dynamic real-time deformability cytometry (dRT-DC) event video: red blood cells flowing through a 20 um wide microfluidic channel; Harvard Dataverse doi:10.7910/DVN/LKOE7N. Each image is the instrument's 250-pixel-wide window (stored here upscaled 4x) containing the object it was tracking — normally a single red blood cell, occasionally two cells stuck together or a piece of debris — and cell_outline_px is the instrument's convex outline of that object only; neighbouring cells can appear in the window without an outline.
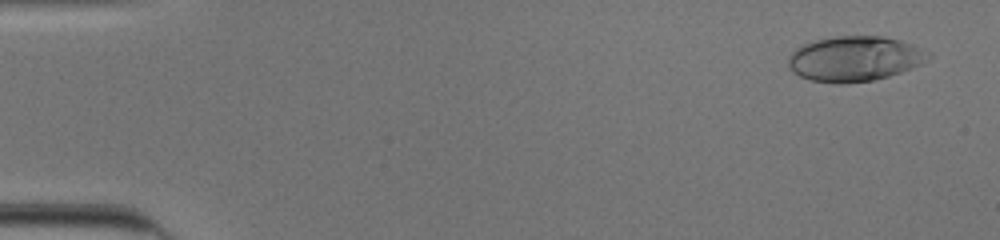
{"species": "human", "species_latin": "Homo sapiens", "temperature_condition": "cold", "stored_images_in_passage": 44, "camera_frame_rate_fps": 3000, "um_per_image_px": 0.085, "donor": {"sex": "male"}, "frame": {"image": 1, "passage_image": 3, "time_ms": 0.667, "image_size_px": [1000, 240], "cell_outline_px": [[932, 56], [928, 60], [912, 68], [888, 76], [872, 80], [844, 84], [836, 84], [808, 80], [792, 72], [788, 68], [788, 56], [796, 48], [804, 44], [816, 40], [836, 36], [880, 36], [900, 40], [924, 48]], "centroid_in_image_um": [72.63, 5.0], "position_along_channel_um": 12.4, "area_um2": 37.05}}
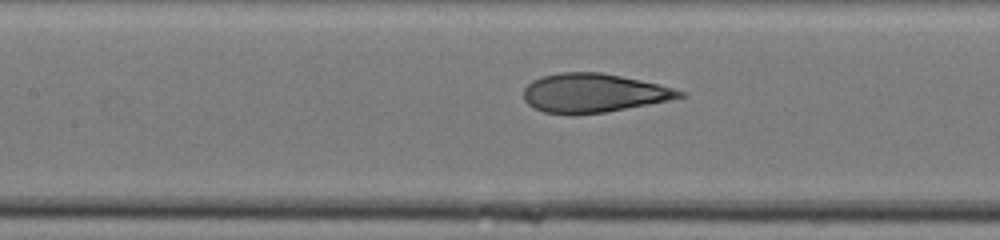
{"frame": {"image": 2, "passage_image": 25, "time_ms": 8.0, "image_size_px": [1000, 240], "cell_outline_px": [[684, 96], [668, 100], [648, 104], [604, 112], [572, 116], [544, 112], [532, 108], [524, 100], [524, 88], [532, 80], [540, 76], [560, 72], [600, 72], [640, 80], [672, 88], [684, 92]], "centroid_in_image_um": [50.35, 7.92], "position_along_channel_um": 157.0, "area_um2": 35.32}}
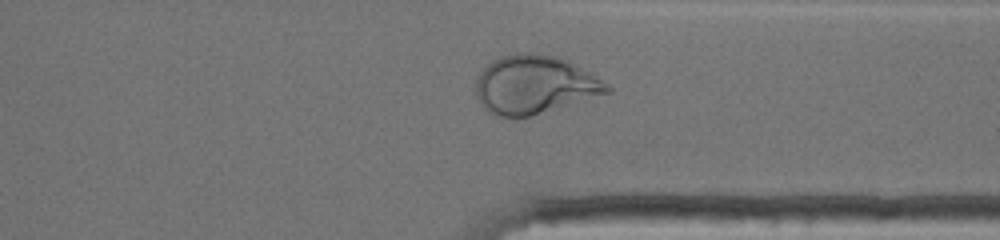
{"frame": {"image": 3, "passage_image": 41, "time_ms": 13.333, "image_size_px": [1000, 240], "cell_outline_px": [[612, 92], [528, 116], [496, 116], [488, 112], [480, 104], [476, 96], [476, 80], [480, 72], [492, 60], [500, 56], [516, 52], [528, 52], [556, 56], [568, 60], [592, 72], [608, 84], [612, 88]], "centroid_in_image_um": [45.44, 7.17], "position_along_channel_um": 366.0, "area_um2": 44.74}, "authors_computed_cell_mechanics": {"area_um2": 35.8071, "velocity_mm_per_s": 3.9198, "shape_relaxation_time_tau1_ms": null, "shape_relaxation_time_tau2_ms": 0.7483, "deformation_change_tau1": null, "deformation_change_tau2": 0.0747}}